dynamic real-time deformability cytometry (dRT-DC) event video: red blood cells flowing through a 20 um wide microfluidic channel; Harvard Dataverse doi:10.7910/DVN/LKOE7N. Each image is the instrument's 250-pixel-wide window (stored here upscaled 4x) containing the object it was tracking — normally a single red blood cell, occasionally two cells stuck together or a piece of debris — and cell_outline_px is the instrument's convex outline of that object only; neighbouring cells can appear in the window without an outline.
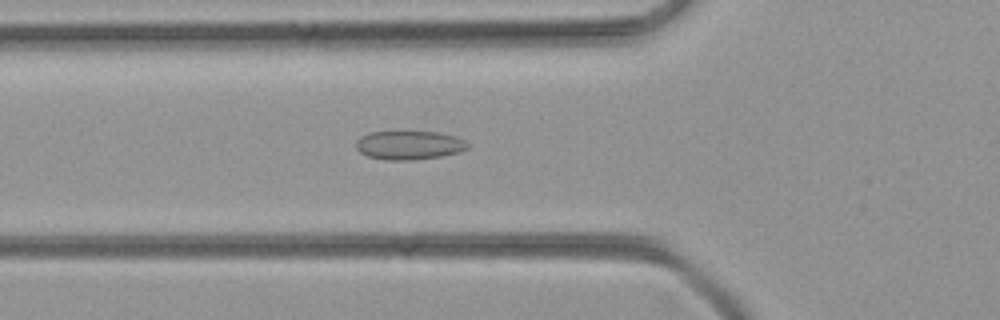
{"species": "common noctule bat (a hibernating species)", "species_latin": "Nyctalus noctula", "temperature_condition": "room temperature", "stored_images_in_passage": 52, "camera_frame_rate_fps": 3000, "um_per_image_px": 0.085, "animal": {"sex": "female", "body_mass_g": 21.9}, "frame": {"image": 1, "passage_image": 18, "time_ms": 5.667, "image_size_px": [1000, 320], "cell_outline_px": [[468, 148], [460, 152], [440, 156], [412, 160], [384, 160], [368, 156], [360, 152], [356, 148], [356, 140], [360, 136], [368, 132], [436, 132], [456, 136], [464, 140], [468, 144]], "centroid_in_image_um": [34.75, 12.34], "position_along_channel_um": 91.0, "area_um2": 18.73}}
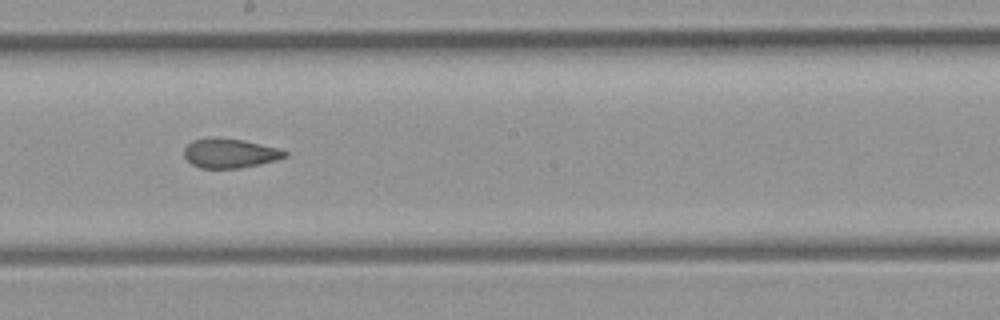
{"frame": {"image": 2, "passage_image": 28, "time_ms": 9.0, "image_size_px": [1000, 320], "cell_outline_px": [[288, 156], [276, 160], [260, 164], [240, 168], [200, 168], [192, 164], [184, 156], [184, 148], [192, 140], [244, 140], [276, 148], [288, 152]], "centroid_in_image_um": [19.56, 13.07], "position_along_channel_um": 228.6, "area_um2": 16.59}}
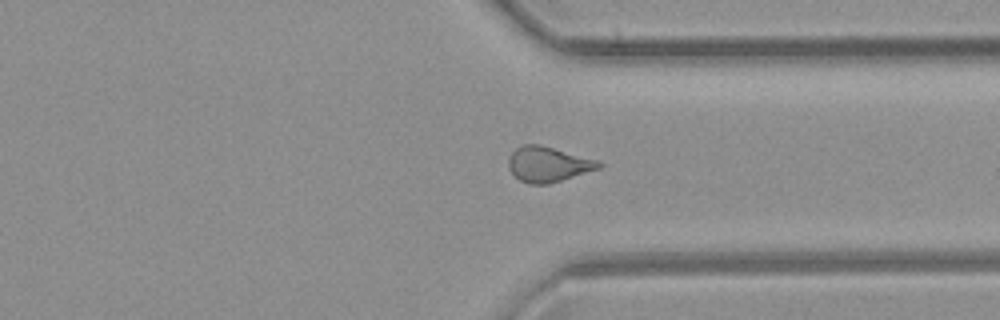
{"frame": {"image": 3, "passage_image": 38, "time_ms": 12.333, "image_size_px": [1000, 320], "cell_outline_px": [[604, 164], [600, 168], [548, 184], [528, 184], [520, 180], [508, 168], [508, 160], [512, 152], [516, 148], [524, 144], [540, 144], [600, 160]], "centroid_in_image_um": [46.61, 13.95], "position_along_channel_um": 364.8, "area_um2": 18.61}}